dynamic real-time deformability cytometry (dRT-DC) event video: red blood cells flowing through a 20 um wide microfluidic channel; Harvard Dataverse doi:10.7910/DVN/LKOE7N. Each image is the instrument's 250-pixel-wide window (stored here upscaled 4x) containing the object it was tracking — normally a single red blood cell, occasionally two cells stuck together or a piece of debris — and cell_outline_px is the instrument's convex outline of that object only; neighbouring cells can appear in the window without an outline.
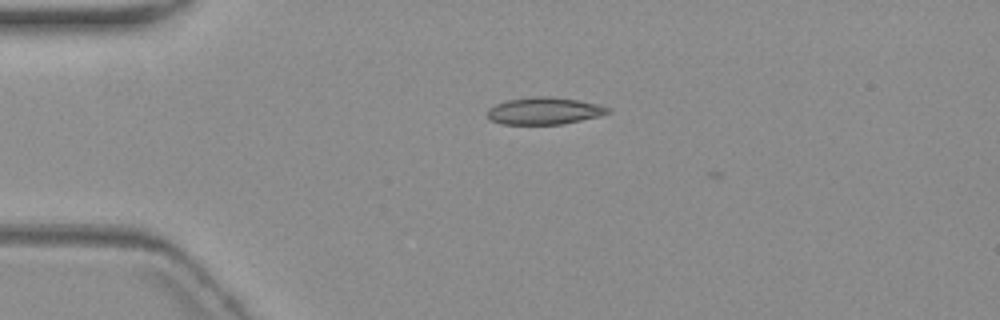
{"species": "common noctule bat (a hibernating species)", "species_latin": "Nyctalus noctula", "temperature_condition": "warm", "stored_images_in_passage": 1, "camera_frame_rate_fps": 3000, "um_per_image_px": 0.085, "animal": {"sex": "female", "body_mass_g": 19.3, "forearm_length_mm": 54.1}, "frame": {"image": 1, "passage_image": 1, "time_ms": 0.0, "image_size_px": [1000, 320], "cell_outline_px": [[612, 112], [600, 116], [560, 124], [500, 124], [488, 120], [488, 108], [496, 104], [508, 100], [532, 96], [548, 96], [576, 100], [600, 104], [612, 108]], "centroid_in_image_um": [46.27, 9.42], "position_along_channel_um": 38.7, "area_um2": 19.13}}